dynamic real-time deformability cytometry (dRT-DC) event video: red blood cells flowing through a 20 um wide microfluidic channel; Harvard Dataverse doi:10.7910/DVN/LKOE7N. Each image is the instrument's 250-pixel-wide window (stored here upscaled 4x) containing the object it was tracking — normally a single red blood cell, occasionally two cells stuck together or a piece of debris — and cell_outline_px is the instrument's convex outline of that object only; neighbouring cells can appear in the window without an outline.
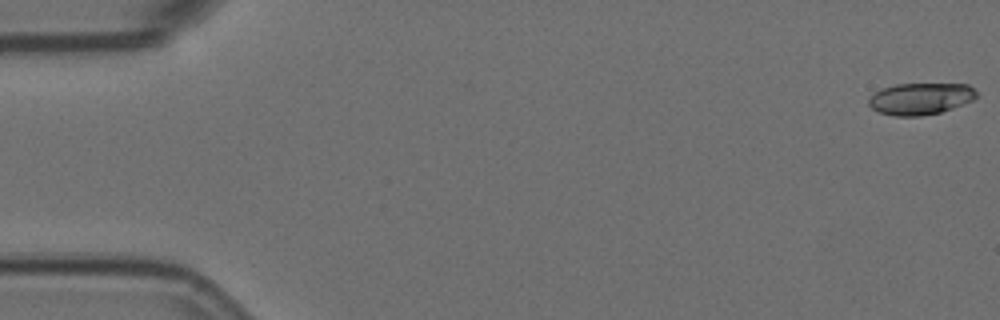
{"species": "Egyptian fruit bat (a non-hibernating species)", "species_latin": "Rousettus aegyptiacus", "temperature_condition": "room temperature", "stored_images_in_passage": 57, "camera_frame_rate_fps": 3000, "um_per_image_px": 0.085, "animal": {"sex": "female"}, "frame": {"image": 1, "passage_image": 1, "time_ms": 0.0, "image_size_px": [1000, 320], "cell_outline_px": [[976, 96], [972, 100], [952, 108], [940, 112], [920, 116], [896, 116], [880, 112], [872, 108], [868, 104], [868, 100], [876, 92], [884, 88], [896, 84], [968, 84], [976, 92]], "centroid_in_image_um": [78.24, 8.39], "position_along_channel_um": 6.8, "area_um2": 19.59}}
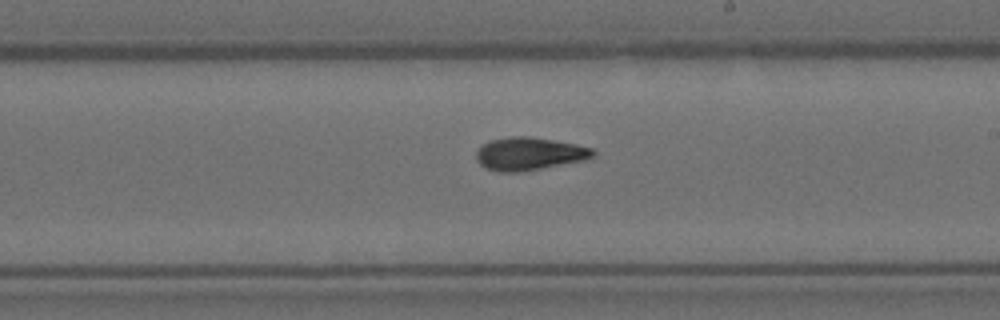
{"frame": {"image": 2, "passage_image": 33, "time_ms": 10.667, "image_size_px": [1000, 320], "cell_outline_px": [[596, 156], [584, 160], [540, 168], [516, 172], [500, 172], [488, 168], [480, 164], [476, 160], [476, 152], [480, 144], [492, 140], [512, 136], [528, 136], [576, 144], [592, 148], [596, 152]], "centroid_in_image_um": [44.97, 13.06], "position_along_channel_um": 244.0, "area_um2": 22.2}}
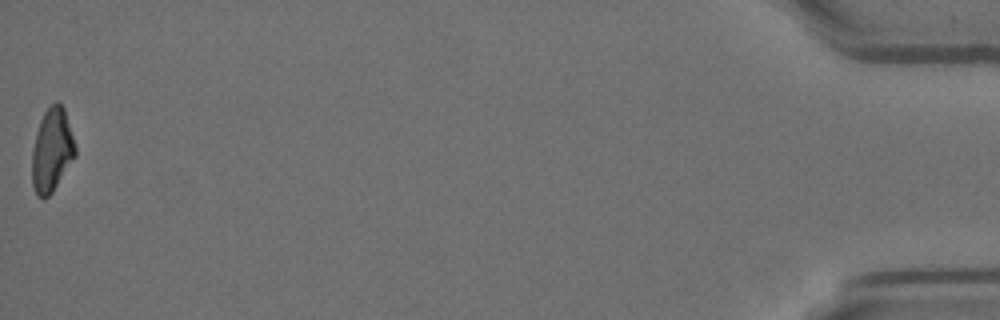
{"frame": {"image": 3, "passage_image": 57, "time_ms": 18.667, "image_size_px": [1000, 320], "cell_outline_px": [[76, 156], [52, 192], [48, 196], [36, 196], [32, 184], [32, 152], [40, 120], [44, 112], [56, 100], [64, 108], [76, 148]], "centroid_in_image_um": [4.41, 12.77], "position_along_channel_um": 430.8, "area_um2": 20.75}, "authors_computed_cell_mechanics": {"area_um2": 21.2126, "velocity_mm_per_s": 3.6022, "shape_relaxation_time_tau1_ms": 7.6271, "shape_relaxation_time_tau2_ms": 4.4212, "deformation_change_tau1": 0.2309, "deformation_change_tau2": 0.127}}